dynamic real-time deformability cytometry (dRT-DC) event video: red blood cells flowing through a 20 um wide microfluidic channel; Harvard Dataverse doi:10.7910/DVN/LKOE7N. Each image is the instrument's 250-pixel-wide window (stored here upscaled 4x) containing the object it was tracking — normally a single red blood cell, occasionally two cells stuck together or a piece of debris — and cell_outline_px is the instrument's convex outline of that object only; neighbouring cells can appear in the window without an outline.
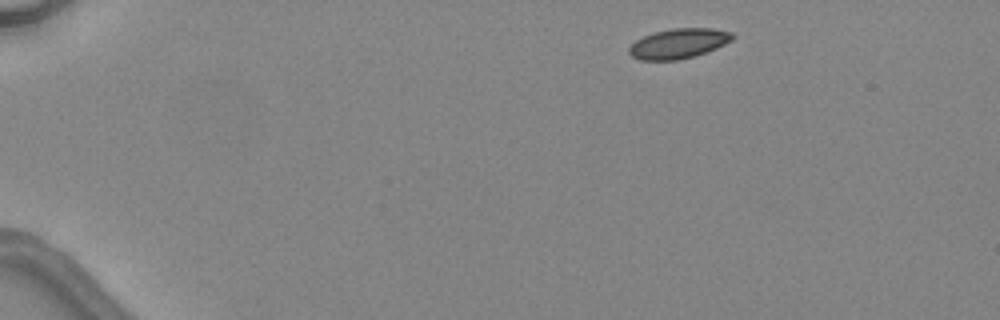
{"species": "common noctule bat (a hibernating species)", "species_latin": "Nyctalus noctula", "temperature_condition": "warm", "stored_images_in_passage": 3, "camera_frame_rate_fps": 3000, "um_per_image_px": 0.085, "animal": {"sex": "female", "body_mass_g": 24.6, "forearm_length_mm": 56.2}, "frame": {"image": 1, "passage_image": 1, "time_ms": 0.0, "image_size_px": [1000, 320], "cell_outline_px": [[736, 36], [732, 40], [716, 48], [692, 56], [676, 60], [640, 60], [632, 56], [628, 52], [628, 48], [636, 40], [652, 32], [672, 28], [712, 28], [732, 32]], "centroid_in_image_um": [57.67, 3.68], "position_along_channel_um": 27.3, "area_um2": 17.98}}